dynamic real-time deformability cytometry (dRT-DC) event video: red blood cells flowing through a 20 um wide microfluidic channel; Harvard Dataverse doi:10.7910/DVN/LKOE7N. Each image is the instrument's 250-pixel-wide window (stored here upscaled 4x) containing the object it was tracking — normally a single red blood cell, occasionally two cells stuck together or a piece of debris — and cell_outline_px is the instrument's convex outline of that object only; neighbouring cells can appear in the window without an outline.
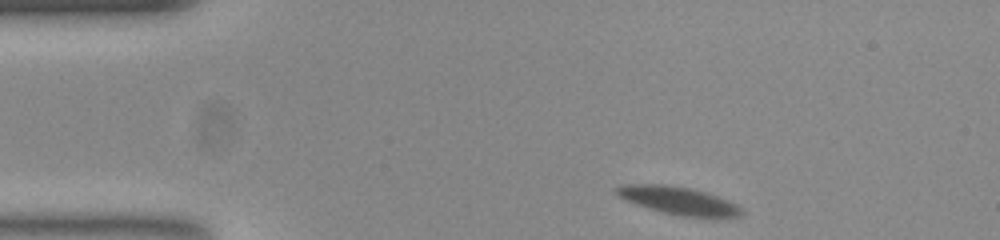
{"species": "common noctule bat (a hibernating species)", "species_latin": "Nyctalus noctula", "temperature_condition": "room temperature", "stored_images_in_passage": 49, "camera_frame_rate_fps": 3000, "um_per_image_px": 0.085, "animal": {"sex": "female", "body_mass_g": 23.0, "forearm_length_mm": 53.4}, "frame": {"image": 1, "passage_image": 1, "time_ms": 0.0, "image_size_px": [1000, 240], "cell_outline_px": [[744, 212], [736, 216], [684, 216], [664, 212], [636, 204], [616, 196], [612, 188], [624, 184], [660, 184], [688, 188], [704, 192], [728, 200], [736, 204]], "centroid_in_image_um": [57.56, 17.02], "position_along_channel_um": 27.4, "area_um2": 19.71}}
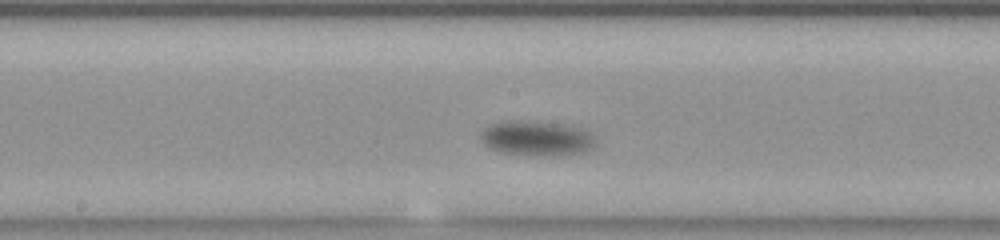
{"frame": {"image": 2, "passage_image": 21, "time_ms": 6.667, "image_size_px": [1000, 240], "cell_outline_px": [[592, 148], [584, 152], [564, 156], [528, 156], [500, 152], [492, 148], [480, 136], [484, 128], [488, 124], [500, 120], [532, 120], [564, 124], [584, 128], [592, 132]], "centroid_in_image_um": [45.63, 11.74], "position_along_channel_um": 202.6, "area_um2": 23.93}}
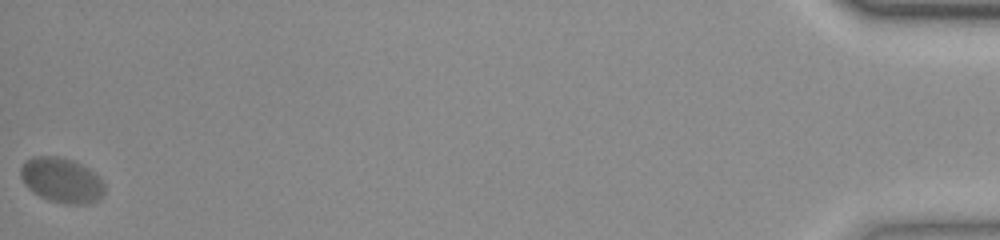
{"frame": {"image": 3, "passage_image": 49, "time_ms": 16.0, "image_size_px": [1000, 240], "cell_outline_px": [[104, 192], [100, 200], [88, 204], [64, 204], [48, 200], [32, 192], [24, 184], [20, 176], [20, 168], [32, 156], [56, 156], [72, 160], [88, 168], [100, 176], [104, 184]], "centroid_in_image_um": [5.25, 15.34], "position_along_channel_um": 429.9, "area_um2": 22.2}}